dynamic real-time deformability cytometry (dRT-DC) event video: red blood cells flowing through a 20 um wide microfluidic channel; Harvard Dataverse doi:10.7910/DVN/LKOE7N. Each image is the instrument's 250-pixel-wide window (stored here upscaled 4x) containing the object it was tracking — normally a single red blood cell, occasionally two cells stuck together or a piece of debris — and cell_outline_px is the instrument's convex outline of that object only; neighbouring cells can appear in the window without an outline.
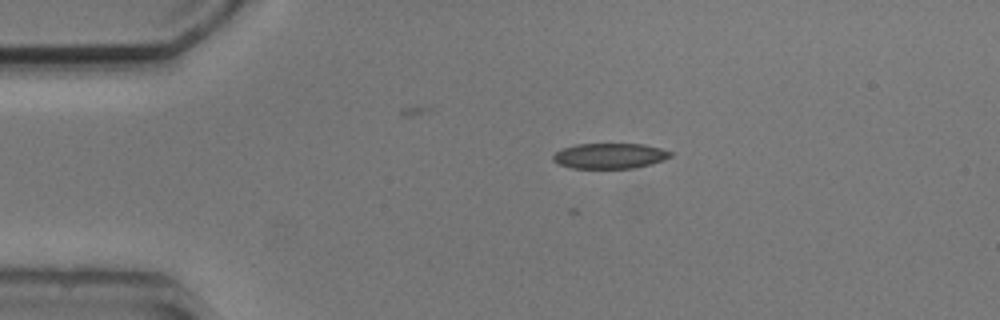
{"species": "common noctule bat (a hibernating species)", "species_latin": "Nyctalus noctula", "temperature_condition": "cold", "stored_images_in_passage": 7, "camera_frame_rate_fps": 3000, "um_per_image_px": 0.085, "animal": {"sex": "male", "body_mass_g": 20.5, "forearm_length_mm": 52.5}, "frame": {"image": 1, "passage_image": 7, "time_ms": 7.0, "image_size_px": [1000, 320], "cell_outline_px": [[672, 156], [664, 160], [652, 164], [636, 168], [572, 168], [560, 164], [552, 160], [552, 156], [556, 152], [564, 148], [576, 144], [644, 144], [660, 148], [672, 152]], "centroid_in_image_um": [51.86, 13.25], "position_along_channel_um": 33.1, "area_um2": 17.4}}